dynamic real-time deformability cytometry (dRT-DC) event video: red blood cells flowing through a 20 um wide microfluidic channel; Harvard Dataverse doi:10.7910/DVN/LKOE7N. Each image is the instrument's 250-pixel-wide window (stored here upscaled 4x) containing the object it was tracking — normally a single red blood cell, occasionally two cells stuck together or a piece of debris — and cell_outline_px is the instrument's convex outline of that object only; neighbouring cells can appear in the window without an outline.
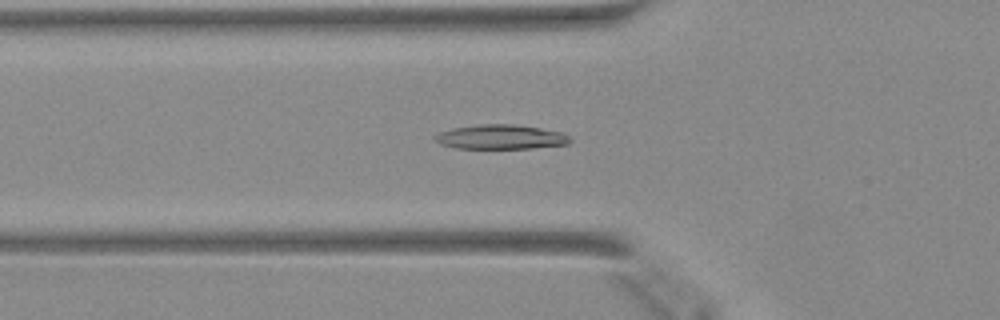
{"species": "Egyptian fruit bat (a non-hibernating species)", "species_latin": "Rousettus aegyptiacus", "temperature_condition": "warm", "stored_images_in_passage": 49, "camera_frame_rate_fps": 3000, "um_per_image_px": 0.085, "animal": {"sex": "female"}, "frame": {"image": 1, "passage_image": 18, "time_ms": 5.667, "image_size_px": [1000, 320], "cell_outline_px": [[572, 140], [568, 144], [532, 148], [456, 148], [440, 144], [432, 140], [440, 132], [452, 128], [480, 124], [516, 124], [540, 128], [560, 132], [568, 136]], "centroid_in_image_um": [42.54, 11.64], "position_along_channel_um": 83.3, "area_um2": 19.19}}
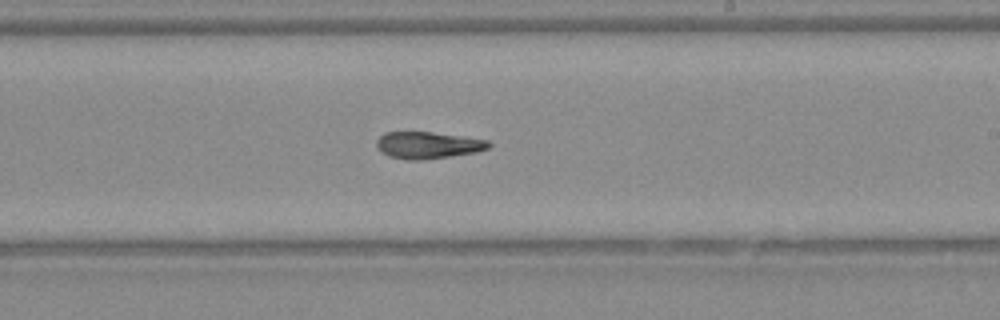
{"frame": {"image": 2, "passage_image": 30, "time_ms": 9.667, "image_size_px": [1000, 320], "cell_outline_px": [[492, 144], [488, 148], [476, 152], [420, 160], [408, 160], [388, 156], [376, 144], [376, 140], [384, 132], [432, 132], [464, 136], [488, 140]], "centroid_in_image_um": [36.39, 12.32], "position_along_channel_um": 252.6, "area_um2": 17.4}}
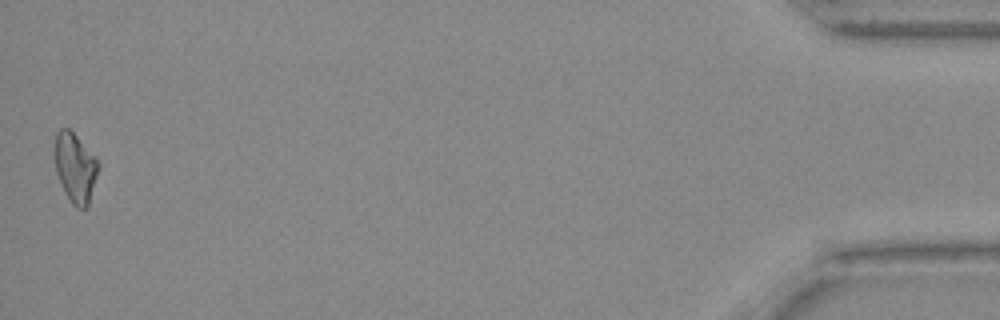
{"frame": {"image": 3, "passage_image": 49, "time_ms": 16.0, "image_size_px": [1000, 320], "cell_outline_px": [[100, 164], [88, 204], [84, 208], [76, 208], [72, 204], [64, 192], [56, 172], [56, 132], [60, 128], [68, 128], [96, 156]], "centroid_in_image_um": [6.41, 14.25], "position_along_channel_um": 428.8, "area_um2": 17.34}}